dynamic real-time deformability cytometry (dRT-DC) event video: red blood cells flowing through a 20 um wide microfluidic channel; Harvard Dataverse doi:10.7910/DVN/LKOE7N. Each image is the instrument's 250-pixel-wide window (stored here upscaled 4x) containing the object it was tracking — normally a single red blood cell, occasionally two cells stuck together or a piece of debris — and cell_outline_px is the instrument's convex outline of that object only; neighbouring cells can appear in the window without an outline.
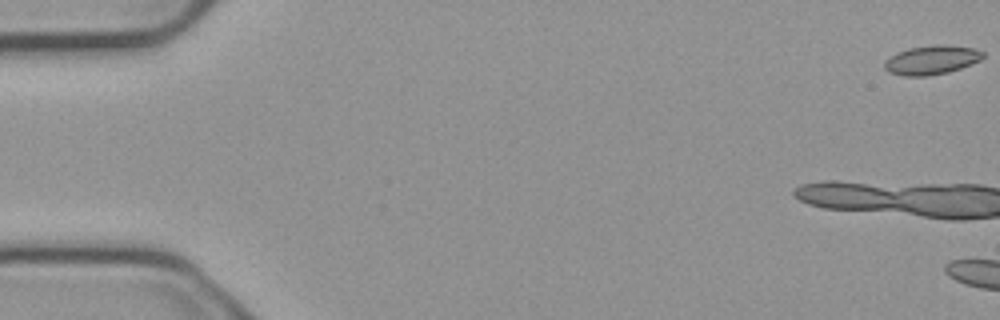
{"species": "common noctule bat (a hibernating species)", "species_latin": "Nyctalus noctula", "temperature_condition": "cold", "stored_images_in_passage": 6, "camera_frame_rate_fps": 3000, "um_per_image_px": 0.085, "animal": {"sex": "male", "body_mass_g": 23.1, "forearm_length_mm": 52.7}, "frame": {"image": 1, "passage_image": 1, "time_ms": 0.0, "image_size_px": [1000, 320], "cell_outline_px": [[984, 56], [980, 60], [972, 64], [948, 72], [928, 76], [904, 76], [888, 72], [884, 68], [884, 60], [896, 52], [908, 48], [936, 44], [944, 44], [976, 48], [984, 52]], "centroid_in_image_um": [79.18, 5.09], "position_along_channel_um": 5.8, "area_um2": 16.94}}